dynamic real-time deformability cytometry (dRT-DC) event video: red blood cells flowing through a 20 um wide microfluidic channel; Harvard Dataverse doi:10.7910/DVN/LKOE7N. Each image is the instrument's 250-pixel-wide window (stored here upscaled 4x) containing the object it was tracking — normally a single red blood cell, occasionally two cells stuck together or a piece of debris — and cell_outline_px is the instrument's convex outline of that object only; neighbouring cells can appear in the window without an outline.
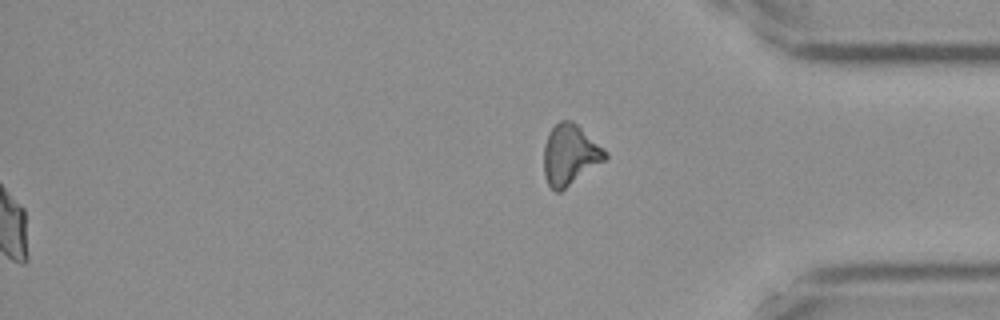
{"species": "Egyptian fruit bat (a non-hibernating species)", "species_latin": "Rousettus aegyptiacus", "temperature_condition": "cold", "stored_images_in_passage": 58, "segment_of_instrument_passage": [2, 2], "camera_frame_rate_fps": 3000, "um_per_image_px": 0.085, "frame": {"image": 1, "passage_image": 58, "time_ms": 19.0, "image_size_px": [1000, 320], "cell_outline_px": [[608, 156], [604, 160], [560, 192], [556, 192], [548, 184], [544, 176], [544, 144], [548, 132], [560, 120], [572, 120], [608, 152]], "centroid_in_image_um": [48.42, 13.14], "position_along_channel_um": 386.8, "area_um2": 21.44}}